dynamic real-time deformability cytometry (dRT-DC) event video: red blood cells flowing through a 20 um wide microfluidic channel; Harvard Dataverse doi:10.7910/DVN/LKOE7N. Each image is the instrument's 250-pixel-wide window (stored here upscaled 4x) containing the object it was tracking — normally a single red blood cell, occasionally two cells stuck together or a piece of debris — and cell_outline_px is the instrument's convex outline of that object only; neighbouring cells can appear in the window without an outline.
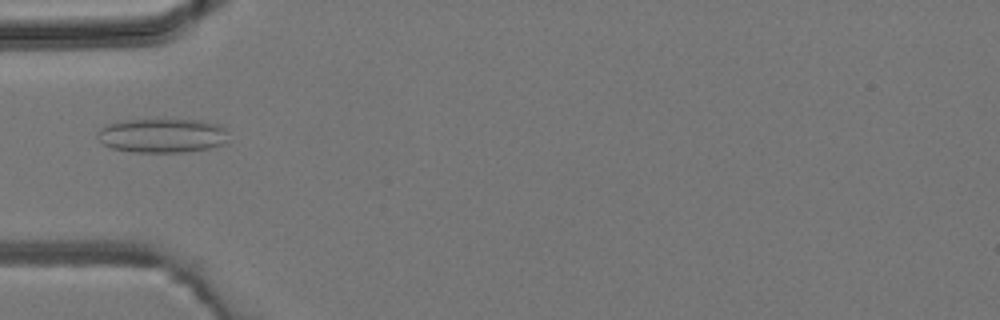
{"species": "common noctule bat (a hibernating species)", "species_latin": "Nyctalus noctula", "temperature_condition": "room temperature", "stored_images_in_passage": 1, "camera_frame_rate_fps": 3000, "um_per_image_px": 0.085, "animal": {"sex": "male", "body_mass_g": 19.2, "forearm_length_mm": 51.8}, "frame": {"image": 1, "passage_image": 1, "time_ms": 0.0, "image_size_px": [1000, 320], "cell_outline_px": [[228, 144], [208, 148], [184, 152], [132, 152], [112, 148], [104, 144], [96, 136], [96, 132], [100, 128], [116, 120], [200, 120], [220, 124], [224, 128]], "centroid_in_image_um": [13.78, 11.52], "position_along_channel_um": 71.2, "area_um2": 26.3}}